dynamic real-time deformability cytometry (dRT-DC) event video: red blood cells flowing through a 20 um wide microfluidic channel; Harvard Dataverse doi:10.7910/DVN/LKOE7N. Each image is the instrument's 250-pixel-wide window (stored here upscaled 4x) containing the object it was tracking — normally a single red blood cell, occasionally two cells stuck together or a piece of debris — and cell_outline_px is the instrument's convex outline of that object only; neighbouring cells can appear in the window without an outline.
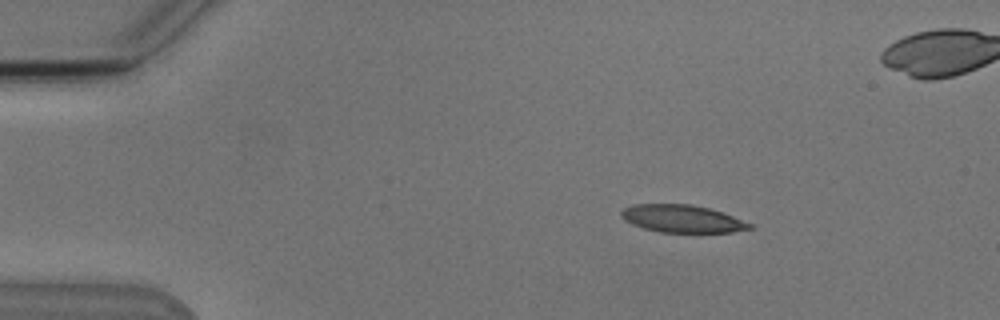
{"species": "Egyptian fruit bat (a non-hibernating species)", "species_latin": "Rousettus aegyptiacus", "temperature_condition": "cold", "stored_images_in_passage": 54, "camera_frame_rate_fps": 3000, "um_per_image_px": 0.085, "animal": {"sex": "male"}, "frame": {"image": 1, "passage_image": 8, "time_ms": 2.333, "image_size_px": [1000, 320], "cell_outline_px": [[752, 228], [732, 232], [660, 232], [644, 228], [632, 224], [624, 220], [620, 216], [620, 212], [624, 208], [636, 204], [688, 204], [708, 208], [732, 216], [752, 224]], "centroid_in_image_um": [57.94, 18.59], "position_along_channel_um": 27.1, "area_um2": 20.35}}
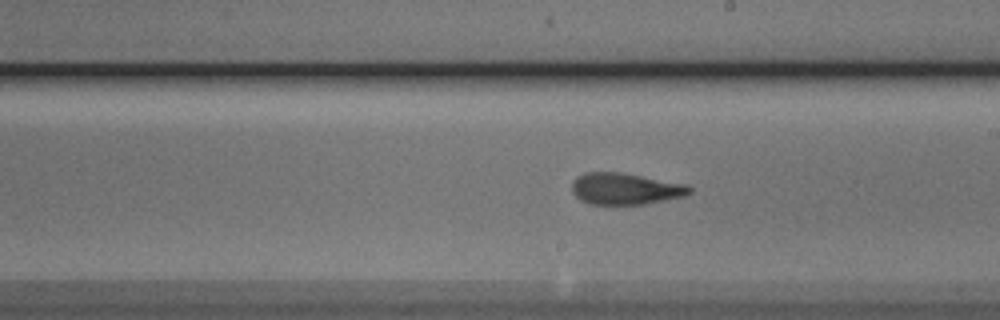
{"frame": {"image": 2, "passage_image": 30, "time_ms": 9.667, "image_size_px": [1000, 320], "cell_outline_px": [[692, 192], [684, 196], [644, 204], [588, 204], [580, 200], [572, 192], [572, 180], [576, 176], [584, 172], [620, 172], [688, 184], [692, 188]], "centroid_in_image_um": [53.13, 16.04], "position_along_channel_um": 235.9, "area_um2": 21.79}}
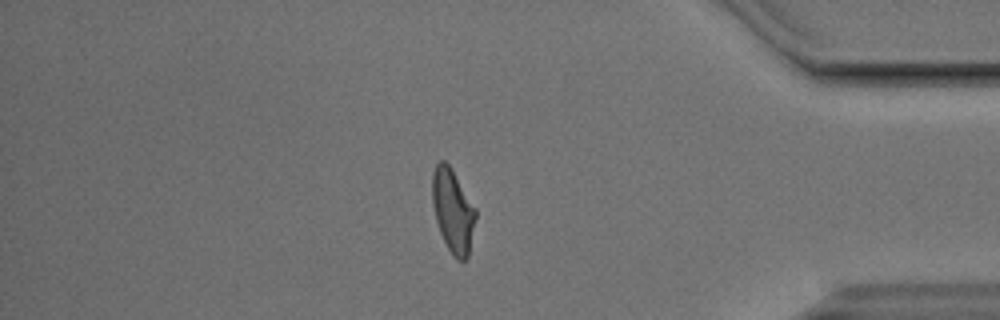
{"frame": {"image": 3, "passage_image": 45, "time_ms": 14.667, "image_size_px": [1000, 320], "cell_outline_px": [[476, 216], [468, 256], [464, 260], [456, 260], [452, 256], [440, 232], [436, 220], [432, 204], [432, 172], [436, 164], [440, 160], [444, 160], [448, 164], [476, 208]], "centroid_in_image_um": [38.48, 17.91], "position_along_channel_um": 396.7, "area_um2": 20.92}, "authors_computed_cell_mechanics": {"area_um2": 21.5016, "velocity_mm_per_s": 3.8087, "shape_relaxation_time_tau1_ms": 9.083, "shape_relaxation_time_tau2_ms": 2.1458, "deformation_change_tau1": 0.2482, "deformation_change_tau2": 0.1076}}